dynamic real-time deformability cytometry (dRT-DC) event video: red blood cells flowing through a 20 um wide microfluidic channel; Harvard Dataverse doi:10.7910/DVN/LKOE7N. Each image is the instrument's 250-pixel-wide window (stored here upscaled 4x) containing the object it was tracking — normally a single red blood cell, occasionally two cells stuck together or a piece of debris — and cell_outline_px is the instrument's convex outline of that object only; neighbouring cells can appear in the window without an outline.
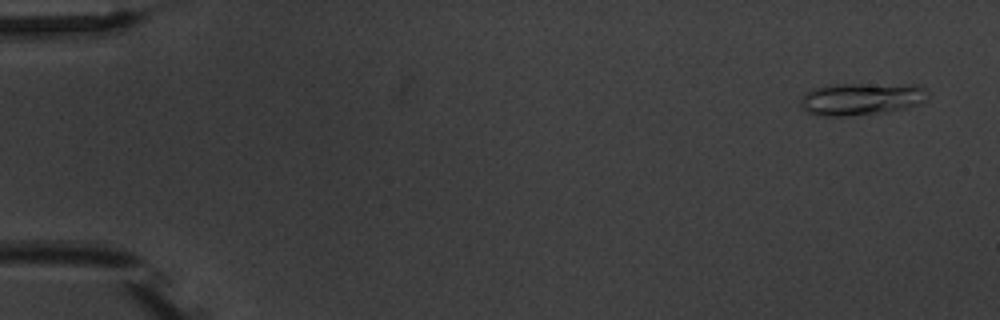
{"species": "common noctule bat (a hibernating species)", "species_latin": "Nyctalus noctula", "temperature_condition": "warm", "stored_images_in_passage": 6, "camera_frame_rate_fps": 3000, "um_per_image_px": 0.085, "animal": {"sex": "male", "body_mass_g": 20.1, "forearm_length_mm": 53.5}, "frame": {"image": 1, "passage_image": 1, "time_ms": 0.0, "image_size_px": [1000, 320], "cell_outline_px": [[924, 100], [916, 104], [904, 108], [884, 112], [840, 116], [820, 116], [804, 112], [800, 104], [800, 100], [804, 92], [812, 88], [832, 84], [920, 84], [924, 88]], "centroid_in_image_um": [73.1, 8.39], "position_along_channel_um": 11.9, "area_um2": 23.99}}